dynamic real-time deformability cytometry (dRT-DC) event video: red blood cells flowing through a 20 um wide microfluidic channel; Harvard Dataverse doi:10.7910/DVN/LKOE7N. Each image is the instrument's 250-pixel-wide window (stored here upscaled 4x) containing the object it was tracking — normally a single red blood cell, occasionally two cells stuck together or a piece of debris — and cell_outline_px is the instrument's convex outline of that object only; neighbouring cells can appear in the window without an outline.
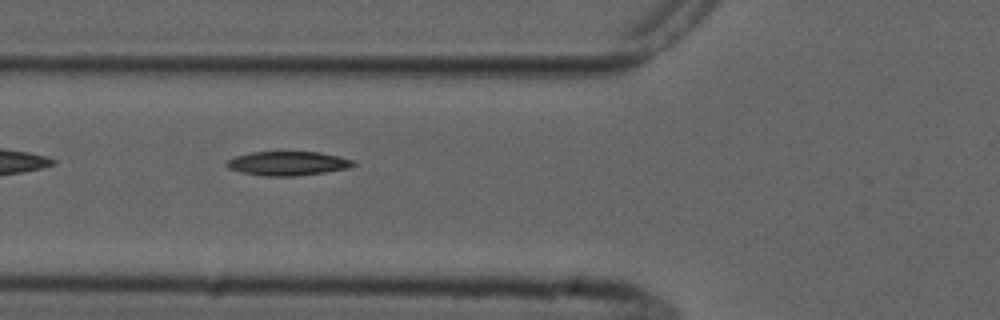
{"species": "common noctule bat (a hibernating species)", "species_latin": "Nyctalus noctula", "temperature_condition": "cold", "stored_images_in_passage": 3, "camera_frame_rate_fps": 3000, "um_per_image_px": 0.085, "animal": {"sex": "male", "forearm_length_mm": 52.5}, "frame": {"image": 1, "passage_image": 3, "time_ms": 2.333, "image_size_px": [1000, 320], "cell_outline_px": [[356, 164], [348, 168], [328, 172], [292, 176], [264, 176], [240, 172], [228, 168], [224, 164], [228, 160], [236, 156], [252, 152], [320, 152], [340, 156], [352, 160]], "centroid_in_image_um": [24.46, 13.89], "position_along_channel_um": 101.3, "area_um2": 17.8}}